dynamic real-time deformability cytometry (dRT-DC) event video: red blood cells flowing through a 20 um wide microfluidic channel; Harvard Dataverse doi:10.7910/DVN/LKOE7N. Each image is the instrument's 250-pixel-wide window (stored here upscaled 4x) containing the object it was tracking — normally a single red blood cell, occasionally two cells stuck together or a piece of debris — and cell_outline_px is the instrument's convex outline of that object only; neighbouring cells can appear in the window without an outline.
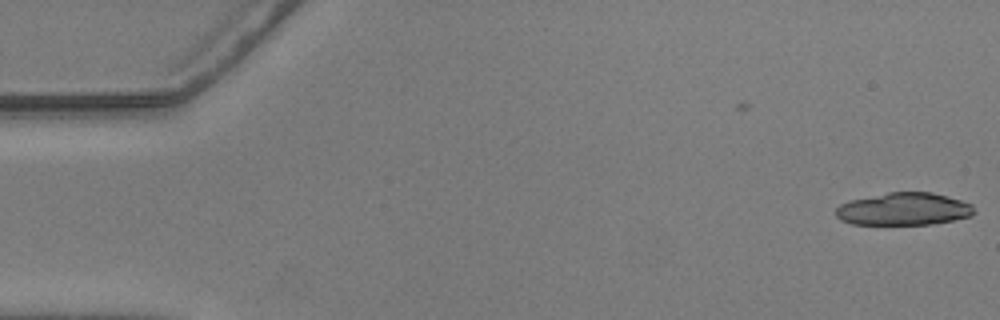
{"species": "common noctule bat (a hibernating species)", "species_latin": "Nyctalus noctula", "temperature_condition": "warm", "stored_images_in_passage": 3, "camera_frame_rate_fps": 3000, "um_per_image_px": 0.085, "animal": {"sex": "male", "body_mass_g": 20.5, "forearm_length_mm": 52.5}, "frame": {"image": 1, "passage_image": 3, "time_ms": 0.667, "image_size_px": [1000, 320], "cell_outline_px": [[976, 212], [972, 216], [932, 224], [852, 224], [840, 220], [836, 216], [836, 208], [840, 204], [848, 200], [888, 192], [932, 192], [948, 196], [972, 204]], "centroid_in_image_um": [76.81, 17.76], "position_along_channel_um": 8.2, "area_um2": 26.36}}